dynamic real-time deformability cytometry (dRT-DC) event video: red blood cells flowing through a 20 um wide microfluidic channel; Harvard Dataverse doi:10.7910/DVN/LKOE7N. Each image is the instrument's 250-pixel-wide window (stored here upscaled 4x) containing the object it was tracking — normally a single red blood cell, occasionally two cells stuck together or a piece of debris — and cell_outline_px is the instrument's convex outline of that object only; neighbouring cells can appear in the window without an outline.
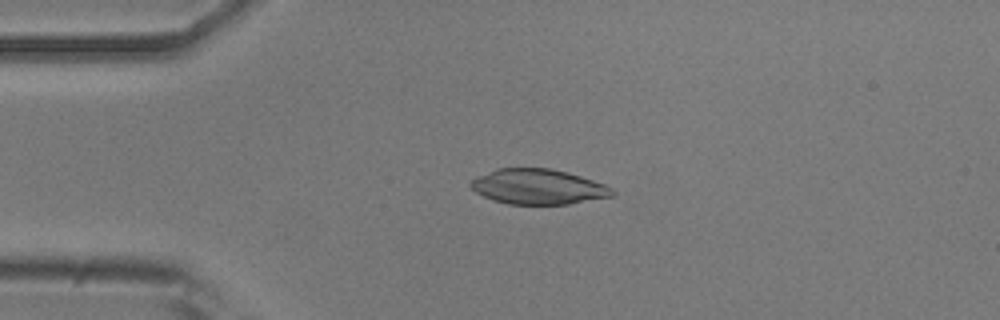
{"species": "common noctule bat (a hibernating species)", "species_latin": "Nyctalus noctula", "temperature_condition": "room temperature", "stored_images_in_passage": 48, "camera_frame_rate_fps": 3000, "um_per_image_px": 0.085, "animal": {"sex": "male", "body_mass_g": 20.5, "forearm_length_mm": 52.5}, "frame": {"image": 1, "passage_image": 7, "time_ms": 2.0, "image_size_px": [1000, 320], "cell_outline_px": [[616, 196], [568, 204], [508, 204], [492, 200], [476, 192], [468, 184], [472, 180], [496, 168], [548, 168], [580, 176], [604, 184], [612, 188], [616, 192]], "centroid_in_image_um": [45.77, 15.88], "position_along_channel_um": 39.2, "area_um2": 28.9}}
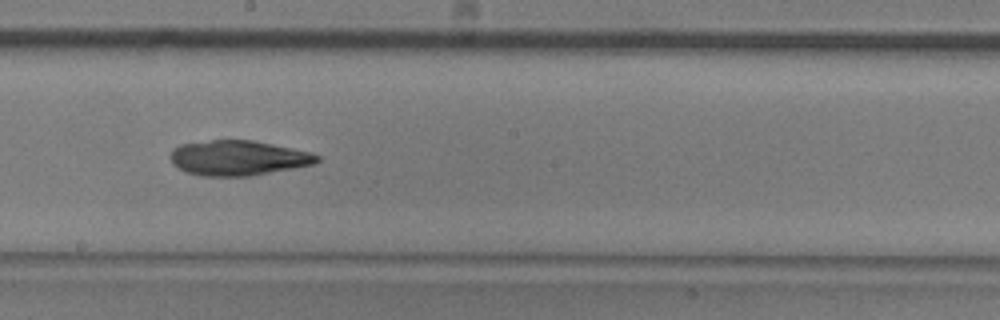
{"frame": {"image": 2, "passage_image": 24, "time_ms": 7.667, "image_size_px": [1000, 320], "cell_outline_px": [[320, 160], [316, 164], [248, 176], [204, 176], [188, 172], [172, 164], [172, 148], [180, 144], [212, 140], [252, 140], [312, 152], [320, 156]], "centroid_in_image_um": [20.28, 13.42], "position_along_channel_um": 227.9, "area_um2": 29.77}}
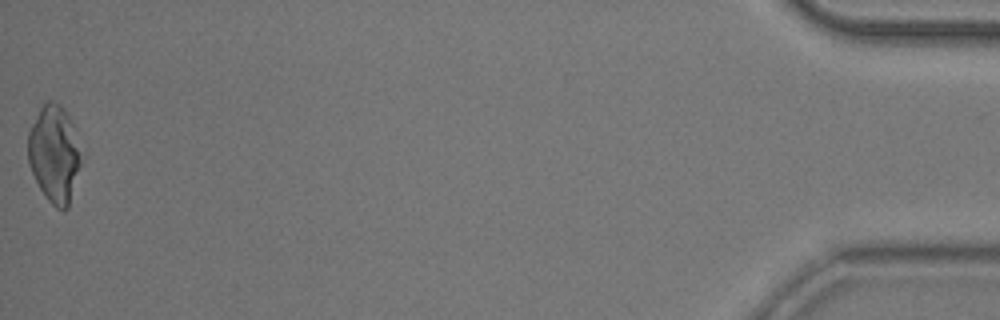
{"frame": {"image": 3, "passage_image": 48, "time_ms": 15.667, "image_size_px": [1000, 320], "cell_outline_px": [[80, 164], [68, 208], [64, 212], [56, 208], [44, 196], [28, 164], [28, 132], [40, 108], [48, 100], [52, 100], [60, 104], [64, 108], [72, 124], [80, 160]], "centroid_in_image_um": [4.58, 13.1], "position_along_channel_um": 430.6, "area_um2": 29.48}, "authors_computed_cell_mechanics": {"area_um2": 29.6514, "velocity_mm_per_s": 3.7749, "shape_relaxation_time_tau1_ms": null, "shape_relaxation_time_tau2_ms": 3.8862, "deformation_change_tau1": null, "deformation_change_tau2": 0.0815}}